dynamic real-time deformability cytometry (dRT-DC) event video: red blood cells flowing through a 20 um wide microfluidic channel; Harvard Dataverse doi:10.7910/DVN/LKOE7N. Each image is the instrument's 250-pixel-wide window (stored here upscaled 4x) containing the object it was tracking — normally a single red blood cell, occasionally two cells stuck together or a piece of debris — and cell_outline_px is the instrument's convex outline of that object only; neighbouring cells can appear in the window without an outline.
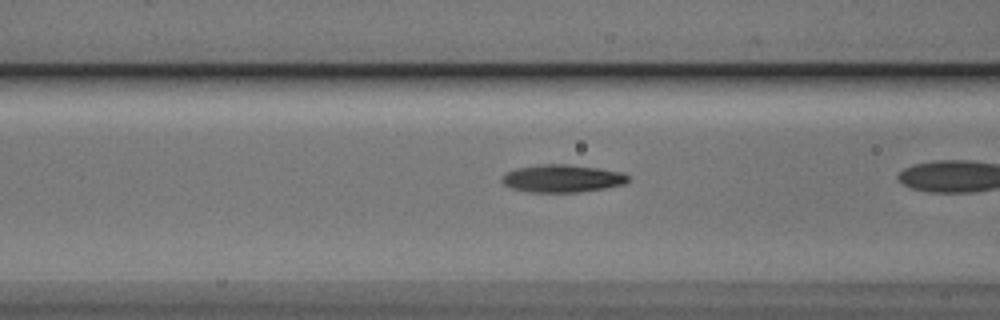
{"species": "Egyptian fruit bat (a non-hibernating species)", "species_latin": "Rousettus aegyptiacus", "temperature_condition": "cold", "stored_images_in_passage": 29, "camera_frame_rate_fps": 3000, "um_per_image_px": 0.085, "animal": {"sex": "male"}, "frame": {"image": 1, "passage_image": 9, "time_ms": 2.667, "image_size_px": [1000, 320], "cell_outline_px": [[628, 180], [624, 184], [604, 188], [576, 192], [528, 192], [512, 188], [504, 184], [500, 180], [500, 176], [516, 168], [540, 164], [568, 164], [624, 172], [628, 176]], "centroid_in_image_um": [47.75, 15.16], "position_along_channel_um": 118.8, "area_um2": 20.29}}
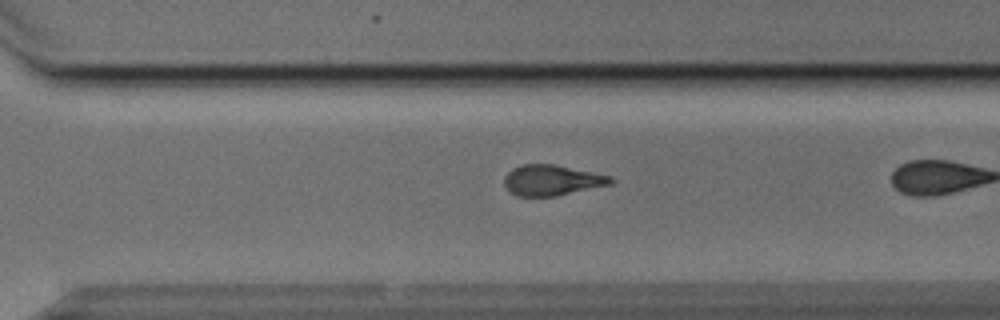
{"frame": {"image": 2, "passage_image": 25, "time_ms": 8.0, "image_size_px": [1000, 320], "cell_outline_px": [[616, 180], [612, 184], [556, 196], [516, 196], [504, 184], [504, 176], [512, 168], [524, 164], [556, 164], [612, 176]], "centroid_in_image_um": [46.95, 15.31], "position_along_channel_um": 323.7, "area_um2": 19.07}}